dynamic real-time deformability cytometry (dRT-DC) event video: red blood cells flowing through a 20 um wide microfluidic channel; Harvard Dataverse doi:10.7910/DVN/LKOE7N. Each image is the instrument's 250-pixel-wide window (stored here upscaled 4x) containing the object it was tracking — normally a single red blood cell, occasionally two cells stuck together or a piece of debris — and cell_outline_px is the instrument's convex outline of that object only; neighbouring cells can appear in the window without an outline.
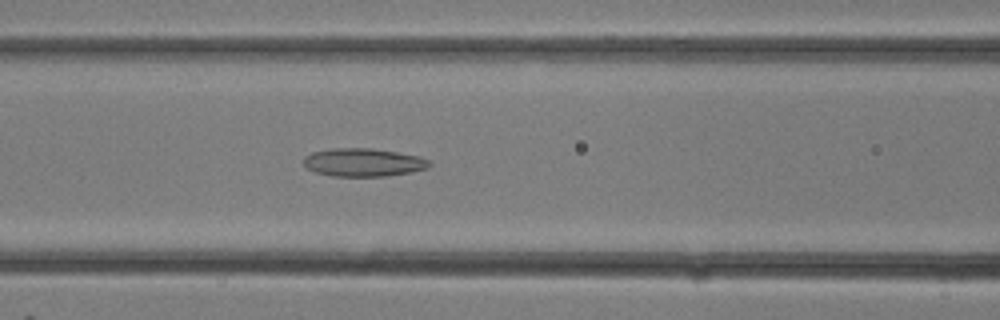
{"species": "common noctule bat (a hibernating species)", "species_latin": "Nyctalus noctula", "temperature_condition": "room temperature", "stored_images_in_passage": 21, "camera_frame_rate_fps": 3000, "um_per_image_px": 0.085, "animal": {"sex": "female"}, "frame": {"image": 1, "passage_image": 7, "time_ms": 2.0, "image_size_px": [1000, 320], "cell_outline_px": [[432, 164], [428, 168], [408, 172], [384, 176], [332, 176], [316, 172], [308, 168], [304, 164], [304, 156], [312, 152], [332, 148], [372, 148], [420, 156], [428, 160]], "centroid_in_image_um": [30.88, 13.79], "position_along_channel_um": 135.7, "area_um2": 20.52}}
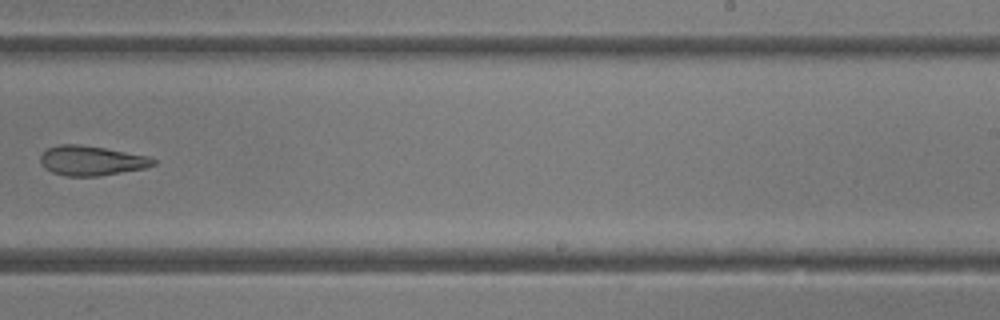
{"frame": {"image": 2, "passage_image": 13, "time_ms": 4.0, "image_size_px": [1000, 320], "cell_outline_px": [[156, 164], [144, 168], [100, 176], [64, 176], [52, 172], [44, 168], [40, 164], [40, 156], [48, 148], [60, 144], [76, 144], [104, 148], [148, 156], [156, 160]], "centroid_in_image_um": [7.75, 13.66], "position_along_channel_um": 281.3, "area_um2": 19.48}}
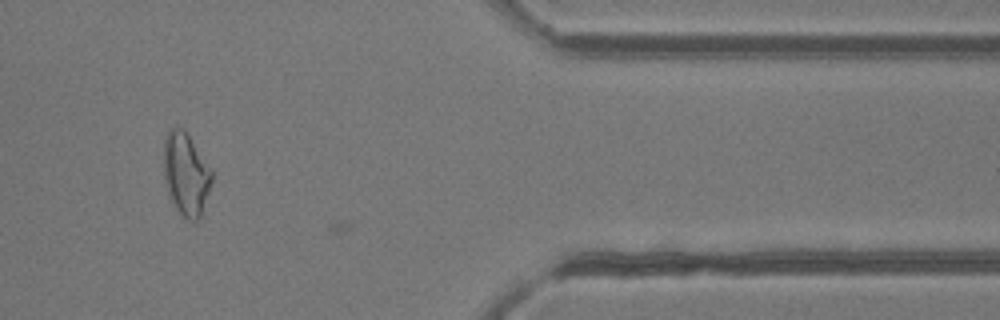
{"frame": {"image": 3, "passage_image": 19, "time_ms": 6.0, "image_size_px": [1000, 320], "cell_outline_px": [[212, 180], [200, 220], [188, 220], [172, 204], [164, 184], [164, 140], [168, 132], [172, 128], [180, 128], [188, 136], [212, 168]], "centroid_in_image_um": [15.8, 14.84], "position_along_channel_um": 395.6, "area_um2": 23.06}}